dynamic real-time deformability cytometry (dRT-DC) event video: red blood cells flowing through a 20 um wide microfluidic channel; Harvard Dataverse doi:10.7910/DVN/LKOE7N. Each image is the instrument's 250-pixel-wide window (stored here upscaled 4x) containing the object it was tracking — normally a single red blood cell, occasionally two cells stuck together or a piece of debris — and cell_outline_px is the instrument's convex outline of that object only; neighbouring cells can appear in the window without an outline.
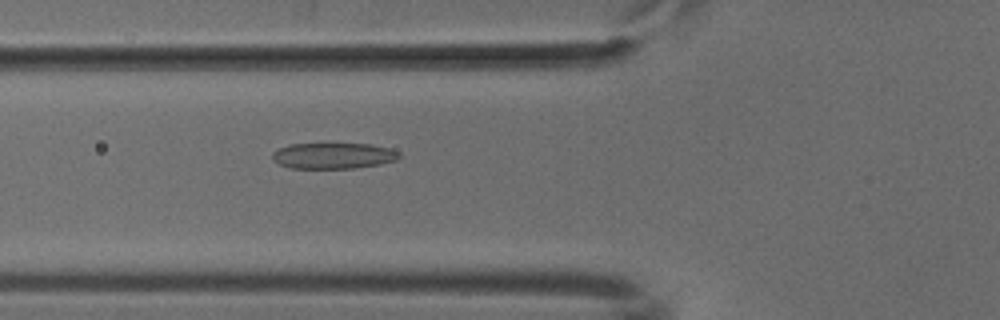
{"species": "common noctule bat (a hibernating species)", "species_latin": "Nyctalus noctula", "temperature_condition": "cold", "stored_images_in_passage": 39, "camera_frame_rate_fps": 3000, "um_per_image_px": 0.085, "animal": {"sex": "male", "body_mass_g": 18.8}, "frame": {"image": 1, "passage_image": 6, "time_ms": 1.667, "image_size_px": [1000, 320], "cell_outline_px": [[400, 156], [396, 160], [380, 164], [352, 168], [292, 168], [280, 164], [272, 160], [272, 152], [288, 144], [372, 144], [388, 148], [400, 152]], "centroid_in_image_um": [28.32, 13.23], "position_along_channel_um": 97.5, "area_um2": 19.07}}
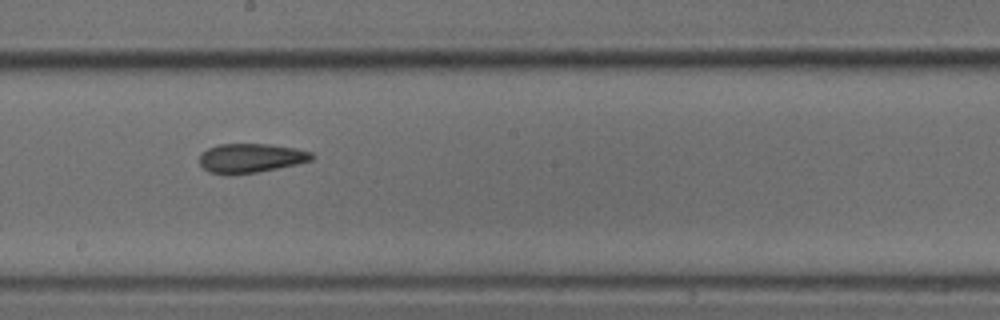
{"frame": {"image": 2, "passage_image": 16, "time_ms": 5.0, "image_size_px": [1000, 320], "cell_outline_px": [[316, 156], [312, 160], [296, 164], [256, 172], [224, 176], [208, 172], [200, 164], [200, 152], [208, 148], [220, 144], [268, 144], [296, 148], [312, 152]], "centroid_in_image_um": [21.29, 13.44], "position_along_channel_um": 226.9, "area_um2": 19.31}}
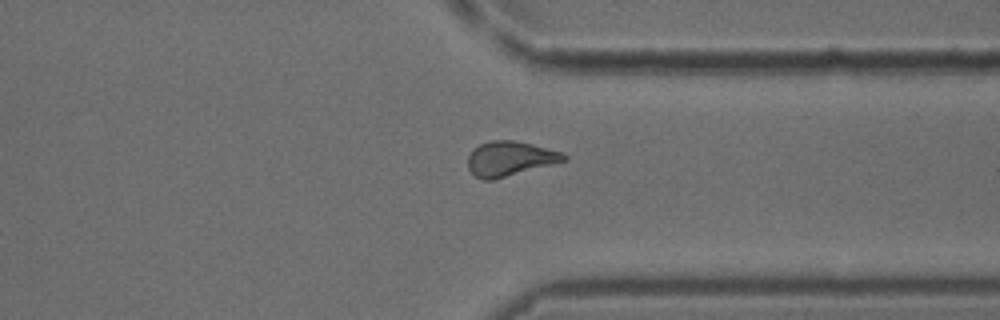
{"frame": {"image": 3, "passage_image": 27, "time_ms": 8.667, "image_size_px": [1000, 320], "cell_outline_px": [[568, 160], [492, 180], [484, 180], [476, 176], [468, 168], [468, 156], [472, 148], [480, 144], [492, 140], [512, 140], [532, 144], [560, 152], [568, 156]], "centroid_in_image_um": [43.32, 13.48], "position_along_channel_um": 368.1, "area_um2": 19.25}}